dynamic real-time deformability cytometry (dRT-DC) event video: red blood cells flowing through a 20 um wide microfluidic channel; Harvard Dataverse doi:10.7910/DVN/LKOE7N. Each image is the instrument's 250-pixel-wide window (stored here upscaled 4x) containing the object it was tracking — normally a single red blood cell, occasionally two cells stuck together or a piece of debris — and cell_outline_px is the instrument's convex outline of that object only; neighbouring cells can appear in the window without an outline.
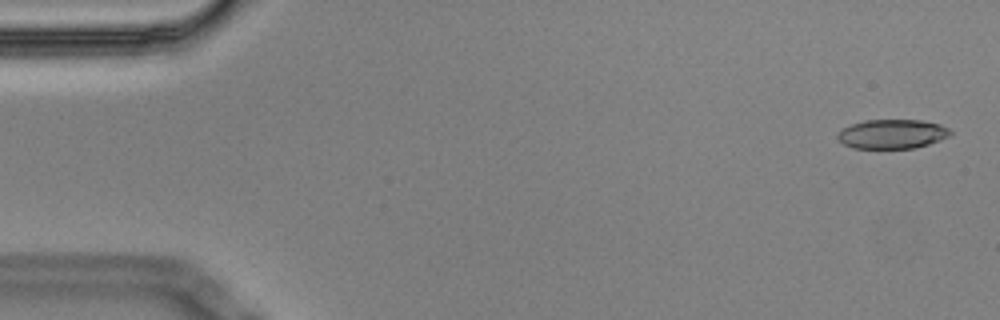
{"species": "Egyptian fruit bat (a non-hibernating species)", "species_latin": "Rousettus aegyptiacus", "temperature_condition": "cold", "stored_images_in_passage": 5, "camera_frame_rate_fps": 3000, "um_per_image_px": 0.085, "animal": {"sex": "male"}, "frame": {"image": 1, "passage_image": 1, "time_ms": 0.0, "image_size_px": [1000, 320], "cell_outline_px": [[952, 136], [916, 148], [852, 148], [844, 144], [836, 136], [844, 128], [852, 124], [864, 120], [920, 120], [940, 124], [948, 128], [952, 132]], "centroid_in_image_um": [75.88, 11.39], "position_along_channel_um": 9.1, "area_um2": 19.19}}
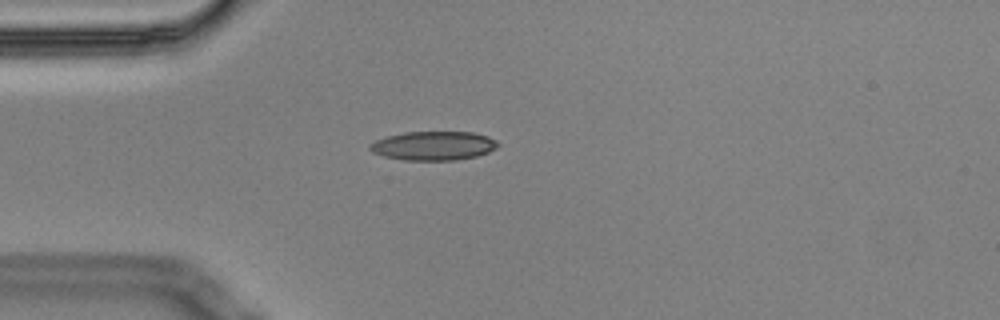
{"frame": {"image": 2, "passage_image": 5, "time_ms": 1.333, "image_size_px": [1000, 320], "cell_outline_px": [[500, 144], [496, 148], [488, 152], [476, 156], [456, 160], [404, 160], [384, 156], [372, 152], [368, 148], [368, 144], [376, 140], [388, 136], [404, 132], [472, 132], [488, 136], [496, 140]], "centroid_in_image_um": [36.84, 12.39], "position_along_channel_um": 48.2, "area_um2": 21.62}}